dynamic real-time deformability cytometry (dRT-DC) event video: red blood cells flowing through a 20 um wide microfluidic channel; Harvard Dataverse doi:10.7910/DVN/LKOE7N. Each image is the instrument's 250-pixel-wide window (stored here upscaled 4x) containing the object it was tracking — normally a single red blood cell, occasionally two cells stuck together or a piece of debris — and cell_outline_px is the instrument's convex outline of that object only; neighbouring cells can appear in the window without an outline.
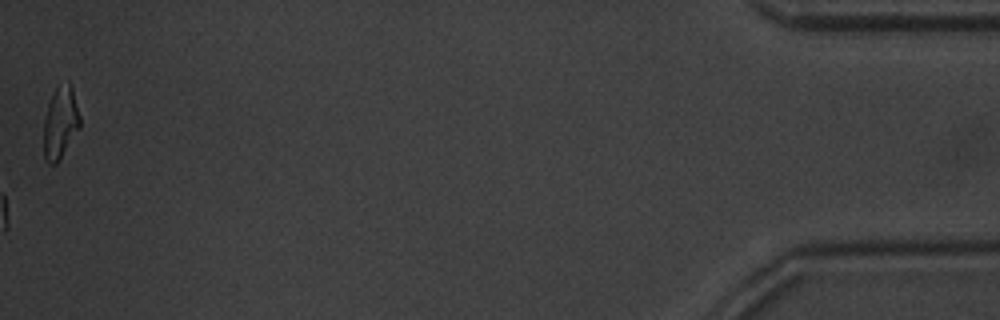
{"species": "common noctule bat (a hibernating species)", "species_latin": "Nyctalus noctula", "temperature_condition": "warm", "stored_images_in_passage": 54, "camera_frame_rate_fps": 3000, "um_per_image_px": 0.085, "animal": {"sex": "male", "body_mass_g": 20.1, "forearm_length_mm": 53.5}, "frame": {"image": 1, "passage_image": 54, "time_ms": 17.667, "image_size_px": [1000, 320], "cell_outline_px": [[80, 128], [56, 164], [48, 164], [44, 160], [44, 120], [48, 104], [56, 88], [68, 80], [72, 84], [80, 116]], "centroid_in_image_um": [5.14, 10.42], "position_along_channel_um": 430.1, "area_um2": 15.26}, "authors_computed_cell_mechanics": {"area_um2": 14.5078, "velocity_mm_per_s": 3.8978, "shape_relaxation_time_tau1_ms": 2.0452, "shape_relaxation_time_tau2_ms": null, "deformation_change_tau1": 0.1061, "deformation_change_tau2": null}}